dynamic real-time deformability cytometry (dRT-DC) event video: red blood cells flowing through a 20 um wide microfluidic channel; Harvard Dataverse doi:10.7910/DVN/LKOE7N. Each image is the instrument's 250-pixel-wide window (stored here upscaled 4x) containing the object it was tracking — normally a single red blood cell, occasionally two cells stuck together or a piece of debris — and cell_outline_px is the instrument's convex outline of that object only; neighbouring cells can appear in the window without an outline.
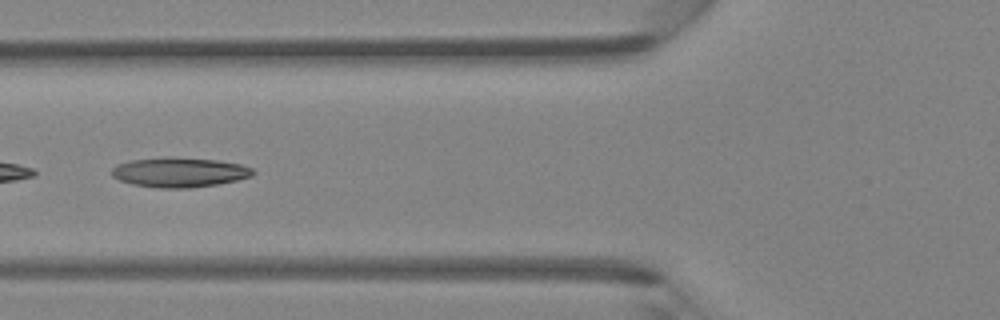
{"species": "Egyptian fruit bat (a non-hibernating species)", "species_latin": "Rousettus aegyptiacus", "temperature_condition": "room temperature", "stored_images_in_passage": 34, "camera_frame_rate_fps": 3000, "um_per_image_px": 0.085, "animal": {"sex": "female"}, "frame": {"image": 1, "passage_image": 6, "time_ms": 1.667, "image_size_px": [1000, 320], "cell_outline_px": [[256, 172], [252, 176], [236, 180], [216, 184], [192, 188], [156, 188], [132, 184], [120, 180], [112, 176], [112, 168], [116, 164], [132, 160], [168, 156], [172, 156], [216, 160], [240, 164], [252, 168]], "centroid_in_image_um": [15.24, 14.64], "position_along_channel_um": 110.6, "area_um2": 24.62}}
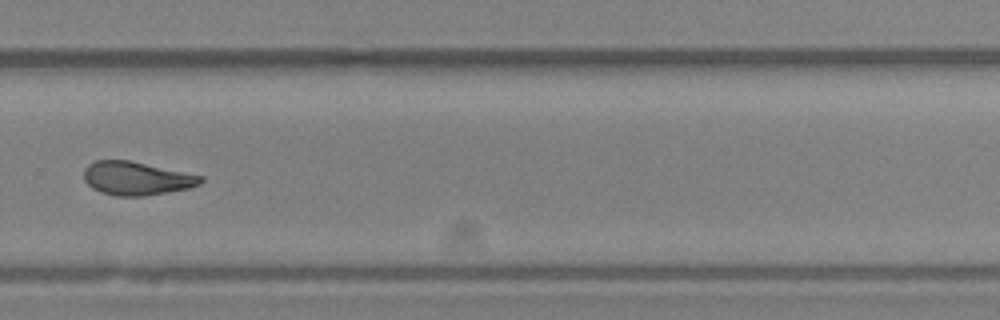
{"frame": {"image": 2, "passage_image": 20, "time_ms": 6.333, "image_size_px": [1000, 320], "cell_outline_px": [[204, 180], [200, 184], [188, 188], [168, 192], [144, 196], [116, 196], [100, 192], [92, 188], [84, 180], [84, 168], [88, 164], [96, 160], [128, 160], [204, 176]], "centroid_in_image_um": [11.59, 15.16], "position_along_channel_um": 318.2, "area_um2": 22.77}}